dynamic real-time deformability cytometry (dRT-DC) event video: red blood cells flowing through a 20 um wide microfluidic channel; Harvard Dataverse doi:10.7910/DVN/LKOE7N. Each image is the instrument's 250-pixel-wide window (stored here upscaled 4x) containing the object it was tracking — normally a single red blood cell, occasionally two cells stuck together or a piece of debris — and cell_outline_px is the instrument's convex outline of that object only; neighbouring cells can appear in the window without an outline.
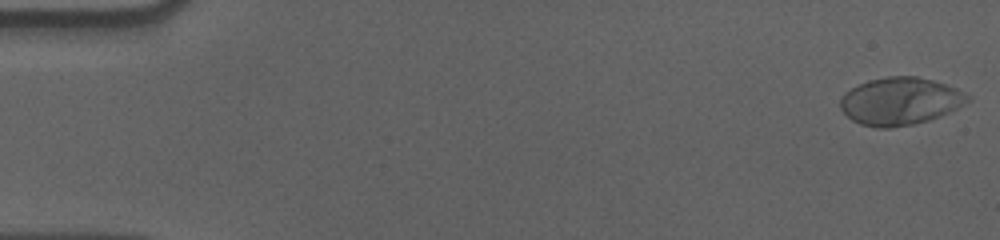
{"species": "human", "species_latin": "Homo sapiens", "temperature_condition": "cold", "stored_images_in_passage": 57, "camera_frame_rate_fps": 3000, "um_per_image_px": 0.085, "donor": {"sex": "male"}, "frame": {"image": 1, "passage_image": 1, "time_ms": 0.0, "image_size_px": [1000, 240], "cell_outline_px": [[972, 100], [940, 116], [928, 120], [912, 124], [888, 128], [880, 128], [860, 124], [852, 120], [840, 108], [840, 100], [844, 92], [868, 80], [888, 76], [916, 76], [932, 80], [956, 88], [972, 96]], "centroid_in_image_um": [76.52, 8.59], "position_along_channel_um": 8.5, "area_um2": 35.14}}
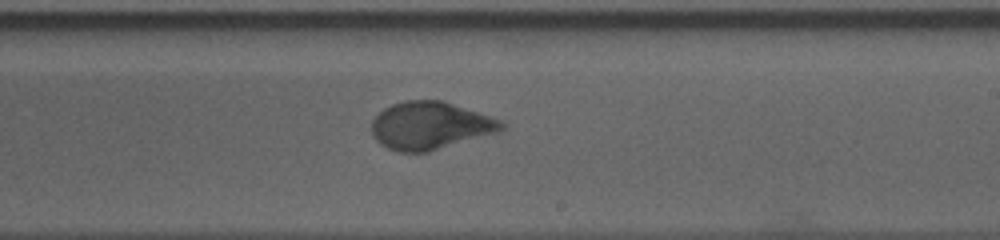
{"frame": {"image": 2, "passage_image": 34, "time_ms": 11.0, "image_size_px": [1000, 240], "cell_outline_px": [[504, 128], [496, 132], [428, 152], [400, 152], [388, 148], [380, 144], [376, 140], [372, 132], [372, 120], [384, 108], [392, 104], [404, 100], [444, 100], [504, 120]], "centroid_in_image_um": [36.57, 10.66], "position_along_channel_um": 252.4, "area_um2": 36.07}}
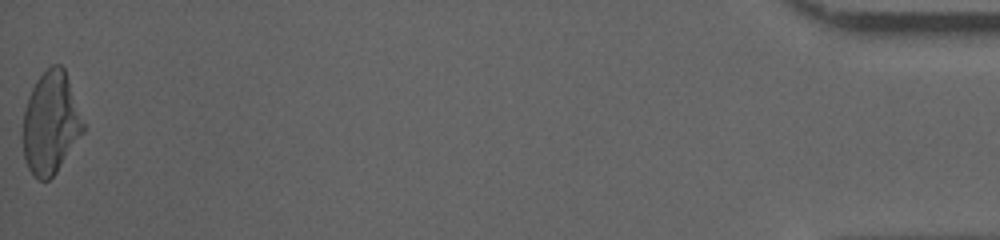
{"frame": {"image": 3, "passage_image": 57, "time_ms": 18.667, "image_size_px": [1000, 240], "cell_outline_px": [[84, 132], [56, 172], [48, 180], [40, 180], [28, 168], [24, 160], [24, 108], [28, 96], [36, 80], [52, 64], [60, 64], [64, 68], [84, 124]], "centroid_in_image_um": [4.31, 10.45], "position_along_channel_um": 430.9, "area_um2": 35.32}, "authors_computed_cell_mechanics": {"area_um2": 35.0268, "velocity_mm_per_s": 3.5742, "shape_relaxation_time_tau1_ms": 4.8199, "shape_relaxation_time_tau2_ms": null, "deformation_change_tau1": 0.206, "deformation_change_tau2": null}}